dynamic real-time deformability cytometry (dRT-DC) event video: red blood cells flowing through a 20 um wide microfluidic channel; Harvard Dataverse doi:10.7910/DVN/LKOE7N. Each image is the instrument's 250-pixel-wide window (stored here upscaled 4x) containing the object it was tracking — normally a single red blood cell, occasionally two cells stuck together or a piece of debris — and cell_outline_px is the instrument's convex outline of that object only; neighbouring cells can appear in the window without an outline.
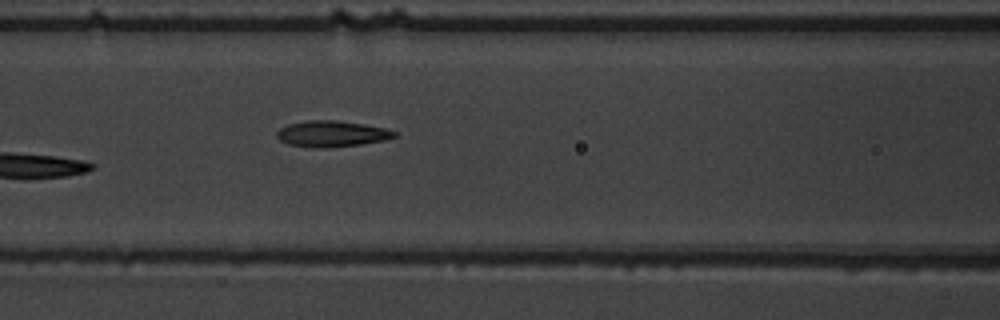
{"species": "common noctule bat (a hibernating species)", "species_latin": "Nyctalus noctula", "temperature_condition": "warm", "stored_images_in_passage": 7, "camera_frame_rate_fps": 3000, "um_per_image_px": 0.085, "animal": {"sex": "male", "body_mass_g": 19.5, "forearm_length_mm": 54.6}, "frame": {"image": 1, "passage_image": 7, "time_ms": 7.0, "image_size_px": [1000, 320], "cell_outline_px": [[396, 136], [384, 140], [360, 144], [324, 148], [316, 148], [288, 144], [280, 140], [276, 136], [276, 132], [280, 128], [288, 124], [308, 120], [336, 120], [364, 124], [388, 128], [396, 132]], "centroid_in_image_um": [28.19, 11.36], "position_along_channel_um": 138.4, "area_um2": 17.86}}